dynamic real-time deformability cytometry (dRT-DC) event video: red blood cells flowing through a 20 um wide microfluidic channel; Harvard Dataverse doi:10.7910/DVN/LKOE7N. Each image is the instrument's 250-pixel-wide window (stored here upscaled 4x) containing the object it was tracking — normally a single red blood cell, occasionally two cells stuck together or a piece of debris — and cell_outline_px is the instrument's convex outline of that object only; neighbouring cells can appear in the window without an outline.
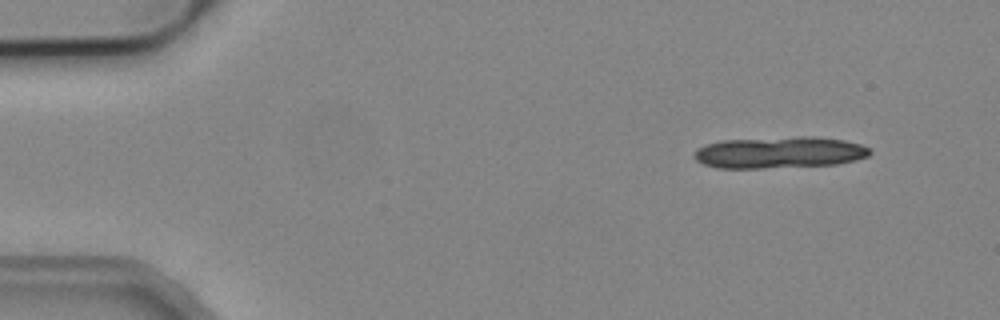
{"species": "common noctule bat (a hibernating species)", "species_latin": "Nyctalus noctula", "temperature_condition": "cold", "stored_images_in_passage": 2, "camera_frame_rate_fps": 3000, "um_per_image_px": 0.085, "animal": {"sex": "male", "body_mass_g": 19.2, "forearm_length_mm": 51.8}, "frame": {"image": 1, "passage_image": 1, "time_ms": 0.0, "image_size_px": [1000, 320], "cell_outline_px": [[872, 152], [868, 156], [856, 160], [836, 164], [764, 168], [716, 168], [704, 164], [696, 160], [692, 156], [700, 148], [708, 144], [720, 140], [800, 136], [816, 136], [844, 140], [860, 144], [868, 148]], "centroid_in_image_um": [66.26, 12.95], "position_along_channel_um": 18.7, "area_um2": 32.37}}